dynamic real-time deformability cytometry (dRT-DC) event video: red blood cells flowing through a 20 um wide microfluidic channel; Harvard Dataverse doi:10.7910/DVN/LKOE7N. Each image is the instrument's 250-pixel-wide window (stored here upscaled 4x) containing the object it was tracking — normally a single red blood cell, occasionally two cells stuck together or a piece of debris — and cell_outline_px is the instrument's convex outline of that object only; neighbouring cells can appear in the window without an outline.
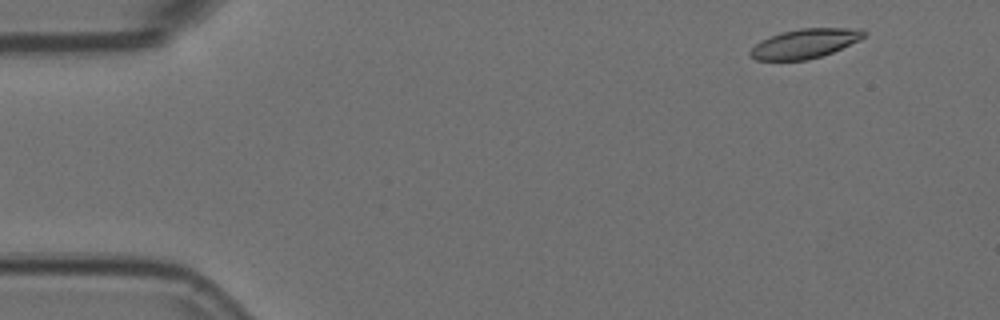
{"species": "Egyptian fruit bat (a non-hibernating species)", "species_latin": "Rousettus aegyptiacus", "temperature_condition": "room temperature", "stored_images_in_passage": 53, "camera_frame_rate_fps": 3000, "um_per_image_px": 0.085, "animal": {"sex": "female"}, "frame": {"image": 1, "passage_image": 3, "time_ms": 0.667, "image_size_px": [1000, 320], "cell_outline_px": [[868, 32], [860, 40], [832, 52], [808, 60], [756, 60], [748, 52], [760, 40], [780, 32], [800, 28], [844, 28]], "centroid_in_image_um": [68.37, 3.7], "position_along_channel_um": 16.6, "area_um2": 19.25}}
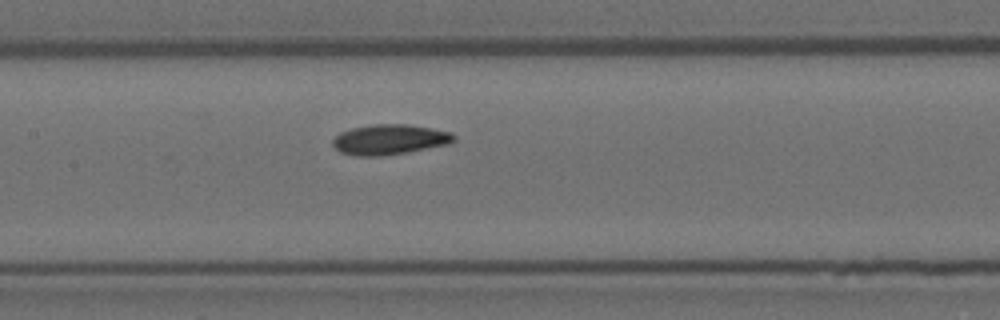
{"frame": {"image": 2, "passage_image": 24, "time_ms": 7.667, "image_size_px": [1000, 320], "cell_outline_px": [[456, 140], [448, 144], [408, 152], [384, 156], [356, 156], [340, 152], [332, 144], [332, 140], [340, 132], [352, 128], [372, 124], [408, 124], [448, 132], [456, 136]], "centroid_in_image_um": [33.08, 11.87], "position_along_channel_um": 174.3, "area_um2": 21.27}}
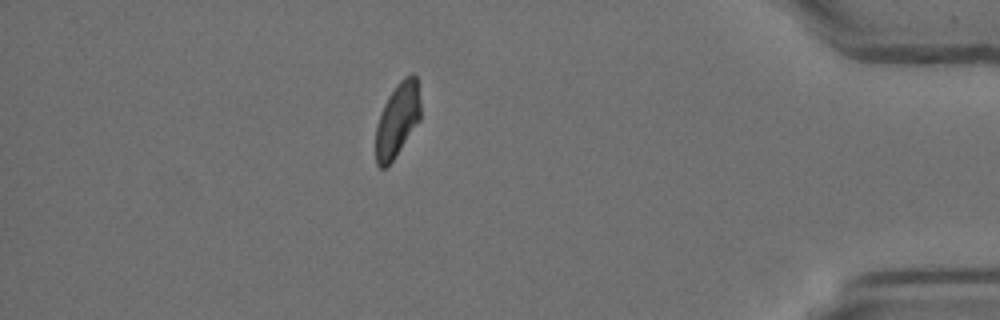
{"frame": {"image": 3, "passage_image": 46, "time_ms": 15.0, "image_size_px": [1000, 320], "cell_outline_px": [[420, 120], [392, 160], [384, 168], [380, 168], [376, 164], [376, 124], [384, 104], [388, 96], [396, 84], [404, 76], [412, 72], [416, 76], [420, 100]], "centroid_in_image_um": [33.78, 10.14], "position_along_channel_um": 401.4, "area_um2": 19.19}, "authors_computed_cell_mechanics": {"area_um2": 20.3456, "velocity_mm_per_s": 3.6963, "shape_relaxation_time_tau1_ms": 9.4185, "shape_relaxation_time_tau2_ms": 6.4309, "deformation_change_tau1": 0.1768, "deformation_change_tau2": 0.1148}}